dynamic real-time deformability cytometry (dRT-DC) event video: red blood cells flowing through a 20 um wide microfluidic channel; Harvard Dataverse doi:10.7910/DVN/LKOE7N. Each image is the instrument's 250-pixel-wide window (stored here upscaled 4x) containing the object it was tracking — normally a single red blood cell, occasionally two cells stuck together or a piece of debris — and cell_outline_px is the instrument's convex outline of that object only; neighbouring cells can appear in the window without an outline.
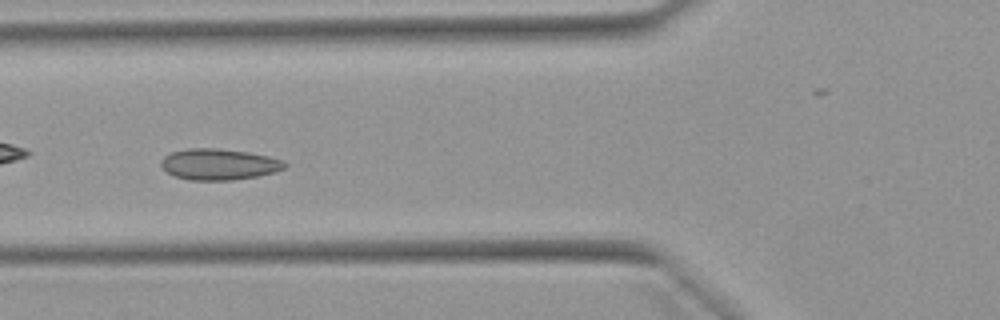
{"species": "Egyptian fruit bat (a non-hibernating species)", "species_latin": "Rousettus aegyptiacus", "temperature_condition": "warm", "stored_images_in_passage": 42, "camera_frame_rate_fps": 3000, "um_per_image_px": 0.085, "animal": {"sex": "female"}, "frame": {"image": 1, "passage_image": 9, "time_ms": 2.667, "image_size_px": [1000, 320], "cell_outline_px": [[288, 164], [284, 168], [276, 172], [256, 176], [232, 180], [188, 180], [176, 176], [168, 172], [160, 164], [160, 160], [164, 156], [172, 152], [188, 148], [216, 148], [248, 152], [268, 156], [284, 160]], "centroid_in_image_um": [18.62, 13.96], "position_along_channel_um": 107.2, "area_um2": 22.43}}
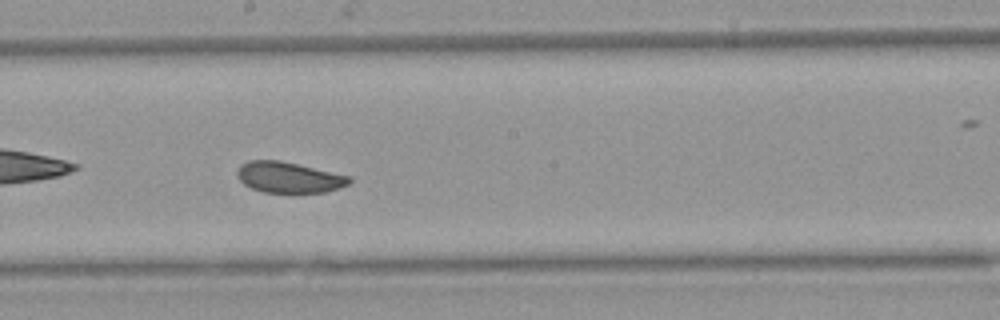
{"frame": {"image": 2, "passage_image": 18, "time_ms": 5.667, "image_size_px": [1000, 320], "cell_outline_px": [[352, 180], [348, 184], [340, 188], [324, 192], [292, 196], [264, 192], [252, 188], [244, 184], [236, 176], [236, 172], [240, 164], [248, 160], [280, 160], [352, 176]], "centroid_in_image_um": [24.56, 15.12], "position_along_channel_um": 223.6, "area_um2": 21.1}}
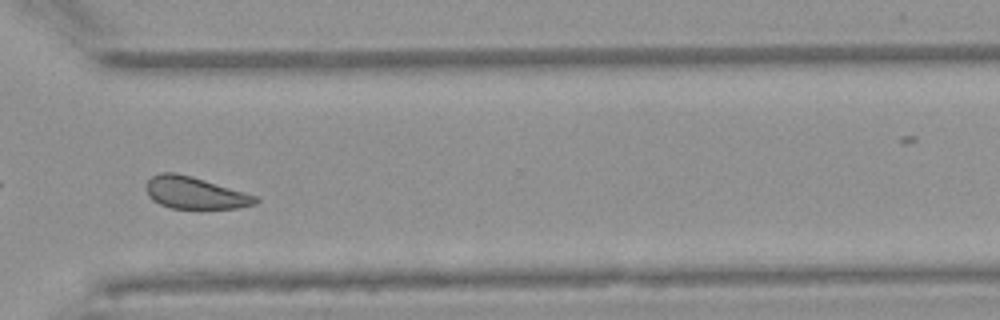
{"frame": {"image": 3, "passage_image": 28, "time_ms": 9.0, "image_size_px": [1000, 320], "cell_outline_px": [[260, 200], [256, 204], [236, 208], [200, 212], [172, 208], [160, 204], [152, 200], [148, 196], [144, 188], [144, 184], [152, 176], [160, 172], [176, 172], [192, 176], [244, 192], [256, 196]], "centroid_in_image_um": [16.55, 16.44], "position_along_channel_um": 354.1, "area_um2": 21.39}, "authors_computed_cell_mechanics": {"area_um2": 21.1548, "velocity_mm_per_s": 3.9031, "shape_relaxation_time_tau1_ms": 2.7177, "shape_relaxation_time_tau2_ms": 1.4744, "deformation_change_tau1": 0.0734, "deformation_change_tau2": 0.0515}}